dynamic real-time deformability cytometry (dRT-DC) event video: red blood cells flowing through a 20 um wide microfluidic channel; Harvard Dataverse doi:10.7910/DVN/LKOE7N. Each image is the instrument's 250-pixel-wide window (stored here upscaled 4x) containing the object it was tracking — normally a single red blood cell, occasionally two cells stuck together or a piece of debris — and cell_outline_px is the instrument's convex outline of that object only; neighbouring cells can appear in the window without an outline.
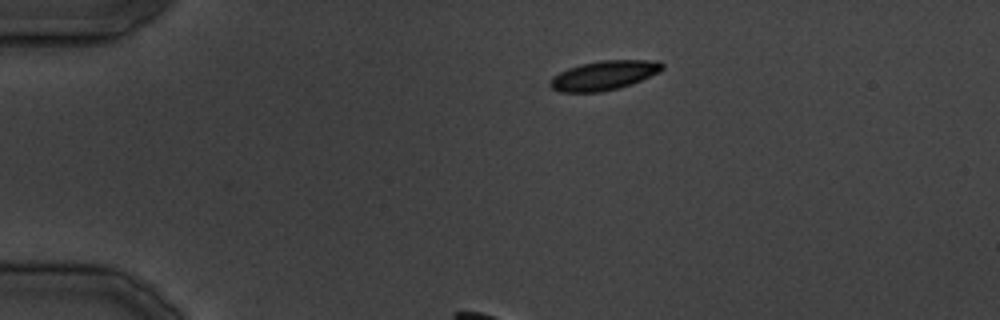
{"species": "common noctule bat (a hibernating species)", "species_latin": "Nyctalus noctula", "temperature_condition": "cold", "stored_images_in_passage": 6, "camera_frame_rate_fps": 3000, "um_per_image_px": 0.085, "animal": {"sex": "male", "body_mass_g": 19.5, "forearm_length_mm": 54.6}, "frame": {"image": 1, "passage_image": 1, "time_ms": 0.0, "image_size_px": [1000, 320], "cell_outline_px": [[664, 68], [660, 72], [632, 84], [620, 88], [600, 92], [560, 92], [552, 88], [548, 84], [552, 76], [568, 68], [580, 64], [600, 60], [656, 60], [664, 64]], "centroid_in_image_um": [51.34, 6.4], "position_along_channel_um": 33.7, "area_um2": 19.36}}